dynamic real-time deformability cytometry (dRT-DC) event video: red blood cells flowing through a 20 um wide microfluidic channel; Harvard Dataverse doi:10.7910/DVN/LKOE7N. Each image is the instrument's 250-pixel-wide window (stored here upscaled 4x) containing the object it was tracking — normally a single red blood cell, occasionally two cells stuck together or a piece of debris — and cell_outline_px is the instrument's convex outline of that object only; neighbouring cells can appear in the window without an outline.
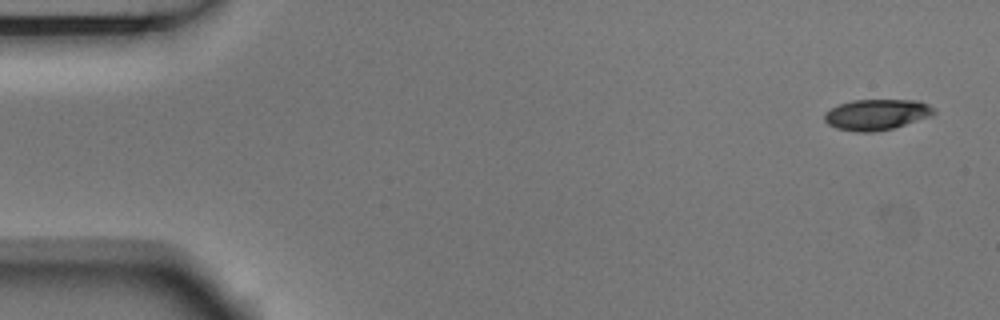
{"species": "Egyptian fruit bat (a non-hibernating species)", "species_latin": "Rousettus aegyptiacus", "temperature_condition": "room temperature", "stored_images_in_passage": 5, "camera_frame_rate_fps": 3000, "um_per_image_px": 0.085, "animal": {"sex": "male"}, "frame": {"image": 1, "passage_image": 1, "time_ms": 0.0, "image_size_px": [1000, 320], "cell_outline_px": [[936, 112], [932, 116], [892, 128], [872, 132], [856, 132], [836, 128], [828, 124], [824, 120], [824, 112], [840, 104], [852, 100], [920, 100], [928, 104]], "centroid_in_image_um": [74.5, 9.73], "position_along_channel_um": 10.5, "area_um2": 19.59}}
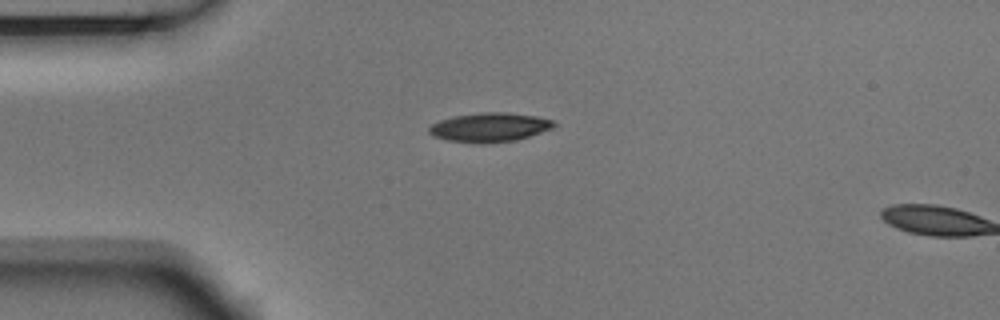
{"frame": {"image": 2, "passage_image": 4, "time_ms": 1.0, "image_size_px": [1000, 320], "cell_outline_px": [[556, 124], [552, 128], [516, 140], [484, 144], [480, 144], [448, 140], [432, 136], [428, 132], [428, 128], [432, 124], [440, 120], [452, 116], [480, 112], [508, 112], [536, 116], [552, 120]], "centroid_in_image_um": [41.57, 10.82], "position_along_channel_um": 43.4, "area_um2": 21.27}}